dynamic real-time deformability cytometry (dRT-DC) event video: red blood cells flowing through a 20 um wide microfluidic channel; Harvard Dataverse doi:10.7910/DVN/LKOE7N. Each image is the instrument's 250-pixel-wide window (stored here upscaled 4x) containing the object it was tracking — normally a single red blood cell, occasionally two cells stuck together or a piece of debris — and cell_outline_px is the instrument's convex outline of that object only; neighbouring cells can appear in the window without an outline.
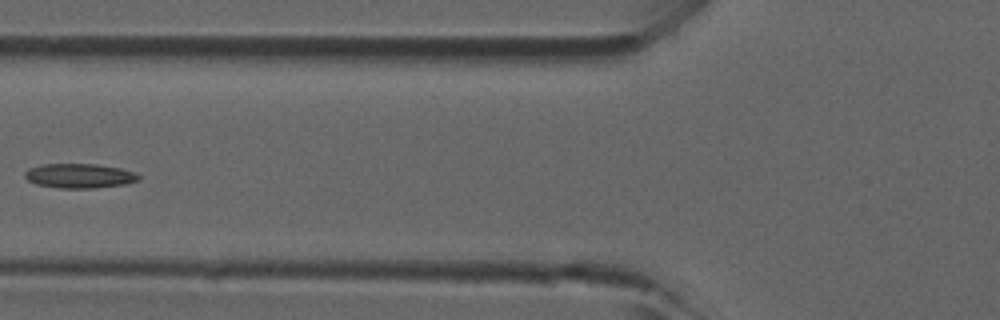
{"species": "common noctule bat (a hibernating species)", "species_latin": "Nyctalus noctula", "temperature_condition": "room temperature", "stored_images_in_passage": 5, "camera_frame_rate_fps": 3000, "um_per_image_px": 0.085, "animal": {"sex": "male", "forearm_length_mm": 52.5}, "frame": {"image": 1, "passage_image": 5, "time_ms": 1.333, "image_size_px": [1000, 320], "cell_outline_px": [[140, 180], [124, 184], [96, 188], [56, 188], [36, 184], [28, 180], [24, 176], [24, 172], [28, 168], [40, 164], [96, 164], [120, 168], [136, 172], [140, 176]], "centroid_in_image_um": [6.74, 14.94], "position_along_channel_um": 119.1, "area_um2": 16.42}}